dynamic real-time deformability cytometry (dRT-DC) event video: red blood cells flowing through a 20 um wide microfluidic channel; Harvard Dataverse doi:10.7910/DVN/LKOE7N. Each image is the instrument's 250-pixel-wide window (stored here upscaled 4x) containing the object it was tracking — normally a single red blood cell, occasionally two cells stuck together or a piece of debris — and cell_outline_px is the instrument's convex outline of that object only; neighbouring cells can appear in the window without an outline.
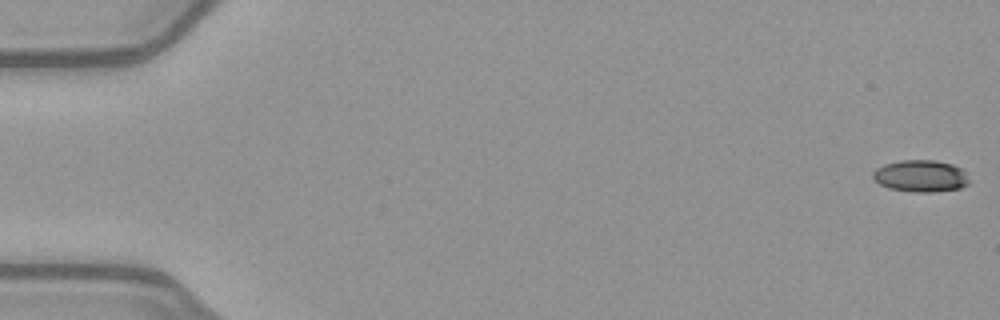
{"species": "common noctule bat (a hibernating species)", "species_latin": "Nyctalus noctula", "temperature_condition": "warm", "stored_images_in_passage": 52, "camera_frame_rate_fps": 3000, "um_per_image_px": 0.085, "animal": {"sex": "female", "body_mass_g": 21.9}, "frame": {"image": 1, "passage_image": 1, "time_ms": 0.0, "image_size_px": [1000, 320], "cell_outline_px": [[968, 184], [960, 188], [936, 192], [912, 192], [888, 188], [880, 184], [872, 176], [872, 172], [876, 168], [884, 164], [900, 160], [936, 160], [952, 164], [960, 168], [964, 172], [968, 180]], "centroid_in_image_um": [78.24, 14.96], "position_along_channel_um": 6.8, "area_um2": 17.92}}
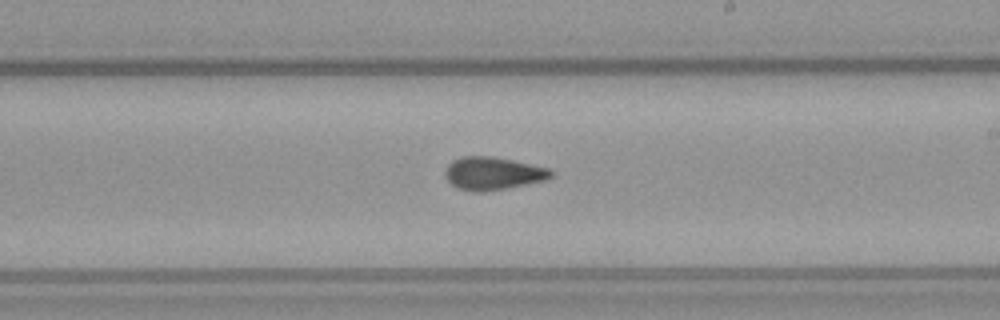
{"frame": {"image": 2, "passage_image": 31, "time_ms": 10.0, "image_size_px": [1000, 320], "cell_outline_px": [[556, 176], [544, 180], [484, 192], [472, 192], [456, 188], [444, 176], [444, 172], [448, 164], [452, 160], [460, 156], [492, 156], [512, 160], [548, 168], [556, 172]], "centroid_in_image_um": [41.88, 14.73], "position_along_channel_um": 247.1, "area_um2": 20.4}}
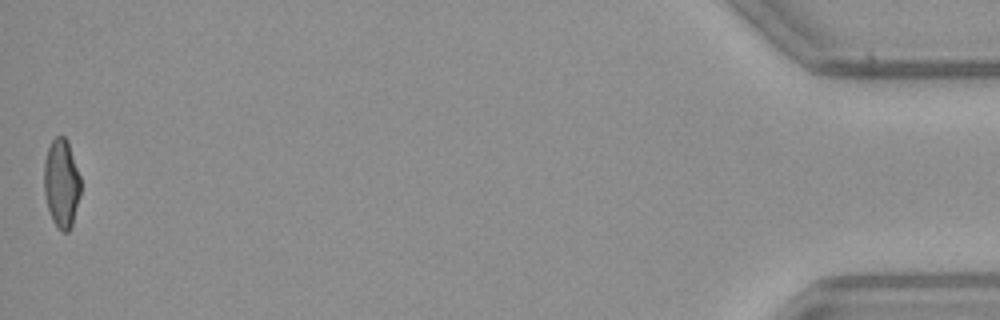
{"frame": {"image": 3, "passage_image": 52, "time_ms": 17.0, "image_size_px": [1000, 320], "cell_outline_px": [[80, 196], [72, 224], [68, 232], [64, 232], [52, 220], [48, 208], [44, 192], [44, 160], [48, 148], [52, 140], [56, 136], [64, 136], [68, 140], [80, 176]], "centroid_in_image_um": [5.23, 15.54], "position_along_channel_um": 430.0, "area_um2": 18.84}, "authors_computed_cell_mechanics": {"area_um2": 19.7965, "velocity_mm_per_s": 4.0223, "shape_relaxation_time_tau1_ms": null, "shape_relaxation_time_tau2_ms": 2.0573, "deformation_change_tau1": null, "deformation_change_tau2": 0.0808}}